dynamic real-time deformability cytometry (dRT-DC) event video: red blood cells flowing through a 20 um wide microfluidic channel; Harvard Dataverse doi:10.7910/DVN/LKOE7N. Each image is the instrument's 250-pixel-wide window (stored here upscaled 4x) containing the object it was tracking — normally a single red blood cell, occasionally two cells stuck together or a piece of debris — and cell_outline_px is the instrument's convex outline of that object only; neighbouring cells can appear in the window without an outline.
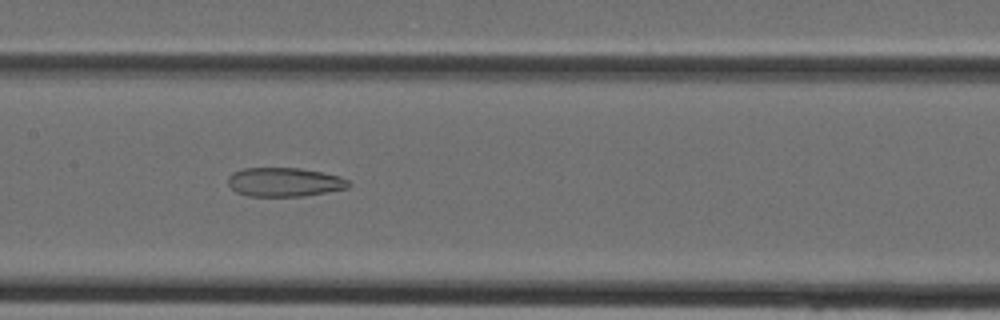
{"species": "Egyptian fruit bat (a non-hibernating species)", "species_latin": "Rousettus aegyptiacus", "temperature_condition": "cold", "stored_images_in_passage": 30, "camera_frame_rate_fps": 3000, "um_per_image_px": 0.085, "animal": {"sex": "female"}, "frame": {"image": 1, "passage_image": 10, "time_ms": 3.0, "image_size_px": [1000, 320], "cell_outline_px": [[352, 184], [348, 188], [328, 192], [304, 196], [248, 196], [236, 192], [228, 184], [228, 176], [232, 172], [244, 168], [300, 168], [340, 176], [348, 180]], "centroid_in_image_um": [24.18, 15.48], "position_along_channel_um": 183.2, "area_um2": 20.46}}
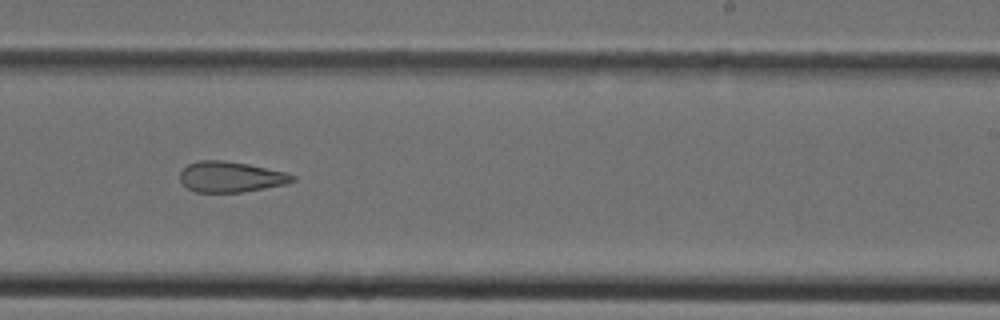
{"frame": {"image": 2, "passage_image": 15, "time_ms": 4.667, "image_size_px": [1000, 320], "cell_outline_px": [[296, 180], [288, 184], [240, 192], [196, 192], [188, 188], [180, 180], [180, 172], [188, 164], [200, 160], [220, 160], [248, 164], [284, 172], [296, 176]], "centroid_in_image_um": [19.62, 15.03], "position_along_channel_um": 269.4, "area_um2": 19.94}}
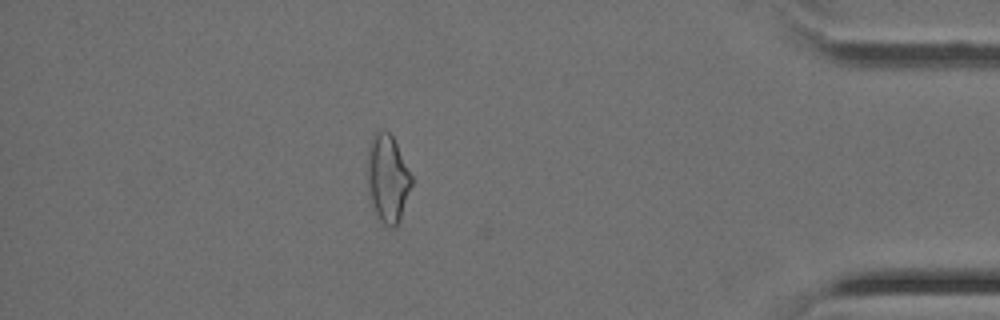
{"frame": {"image": 3, "passage_image": 25, "time_ms": 8.0, "image_size_px": [1000, 320], "cell_outline_px": [[412, 184], [400, 220], [396, 228], [392, 228], [384, 224], [380, 220], [372, 208], [368, 192], [368, 144], [372, 132], [380, 128], [388, 132], [392, 136], [412, 176]], "centroid_in_image_um": [32.93, 15.16], "position_along_channel_um": 402.3, "area_um2": 22.77}}